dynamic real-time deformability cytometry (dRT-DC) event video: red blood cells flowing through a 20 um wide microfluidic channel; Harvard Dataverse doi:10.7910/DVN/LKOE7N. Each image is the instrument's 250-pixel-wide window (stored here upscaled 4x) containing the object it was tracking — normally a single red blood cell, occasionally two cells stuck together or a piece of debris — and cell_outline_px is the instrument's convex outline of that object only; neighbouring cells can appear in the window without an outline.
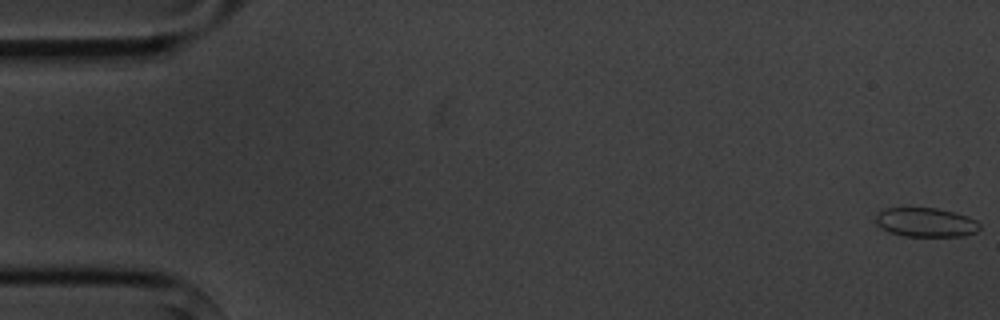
{"species": "common noctule bat (a hibernating species)", "species_latin": "Nyctalus noctula", "temperature_condition": "cold", "stored_images_in_passage": 8, "camera_frame_rate_fps": 3000, "um_per_image_px": 0.085, "animal": {"sex": "male", "body_mass_g": 20.1, "forearm_length_mm": 53.5}, "frame": {"image": 1, "passage_image": 1, "time_ms": 0.0, "image_size_px": [1000, 320], "cell_outline_px": [[980, 228], [976, 232], [964, 236], [904, 236], [888, 232], [876, 224], [876, 216], [884, 208], [936, 208], [968, 216], [976, 220], [980, 224]], "centroid_in_image_um": [78.7, 18.91], "position_along_channel_um": 6.3, "area_um2": 17.63}}
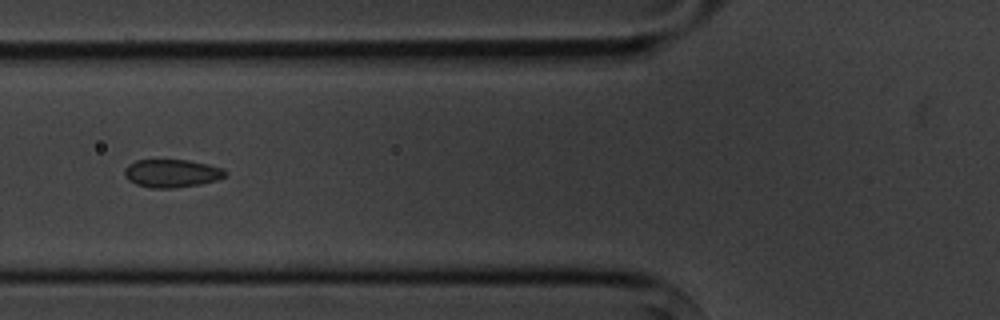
{"frame": {"image": 2, "passage_image": 6, "time_ms": 6.667, "image_size_px": [1000, 320], "cell_outline_px": [[228, 172], [224, 176], [216, 180], [200, 184], [172, 188], [152, 188], [136, 184], [128, 180], [124, 176], [124, 168], [128, 164], [136, 160], [188, 160], [208, 164], [224, 168]], "centroid_in_image_um": [14.59, 14.72], "position_along_channel_um": 111.2, "area_um2": 16.53}}
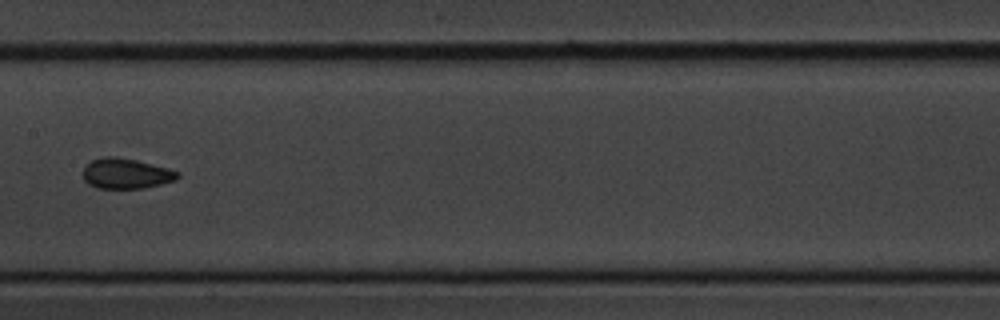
{"frame": {"image": 3, "passage_image": 8, "time_ms": 9.0, "image_size_px": [1000, 320], "cell_outline_px": [[180, 176], [176, 180], [144, 188], [96, 188], [88, 184], [84, 180], [84, 168], [92, 160], [104, 156], [112, 156], [136, 160], [168, 168], [180, 172]], "centroid_in_image_um": [10.73, 14.75], "position_along_channel_um": 196.7, "area_um2": 16.65}}